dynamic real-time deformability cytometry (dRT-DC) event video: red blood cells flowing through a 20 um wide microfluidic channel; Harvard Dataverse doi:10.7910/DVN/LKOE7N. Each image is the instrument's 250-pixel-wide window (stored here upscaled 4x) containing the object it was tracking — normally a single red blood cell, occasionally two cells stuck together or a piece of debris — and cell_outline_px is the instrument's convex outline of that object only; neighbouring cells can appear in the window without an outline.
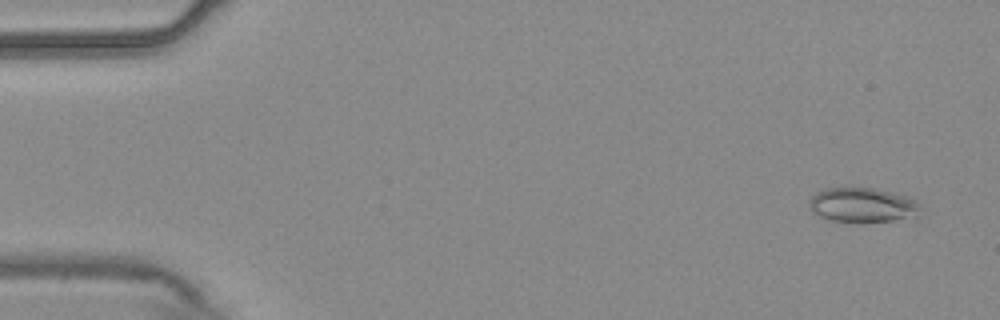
{"species": "common noctule bat (a hibernating species)", "species_latin": "Nyctalus noctula", "temperature_condition": "warm", "stored_images_in_passage": 55, "camera_frame_rate_fps": 3000, "um_per_image_px": 0.085, "animal": {"sex": "male", "body_mass_g": 20.4}, "frame": {"image": 1, "passage_image": 3, "time_ms": 0.667, "image_size_px": [1000, 320], "cell_outline_px": [[920, 208], [916, 216], [892, 220], [828, 220], [812, 212], [808, 208], [808, 204], [812, 196], [816, 192], [828, 188], [872, 188], [892, 192], [916, 200], [920, 204]], "centroid_in_image_um": [73.28, 17.4], "position_along_channel_um": 11.7, "area_um2": 21.79}}
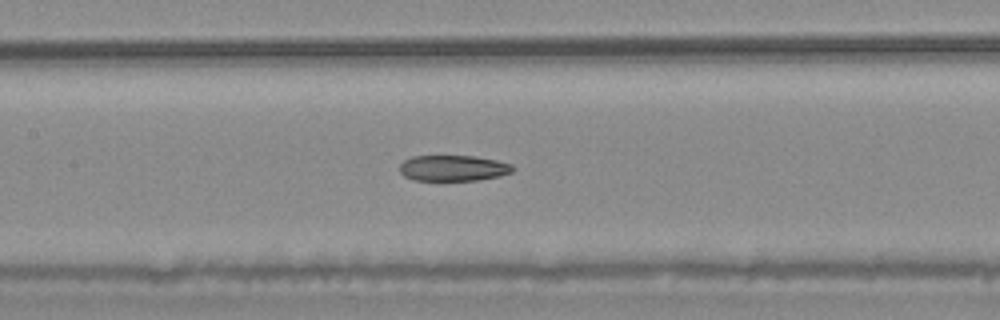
{"frame": {"image": 2, "passage_image": 26, "time_ms": 8.333, "image_size_px": [1000, 320], "cell_outline_px": [[516, 168], [512, 172], [500, 176], [480, 180], [412, 180], [404, 176], [400, 172], [400, 164], [404, 160], [412, 156], [476, 156], [496, 160], [512, 164]], "centroid_in_image_um": [38.54, 14.29], "position_along_channel_um": 168.9, "area_um2": 17.17}}
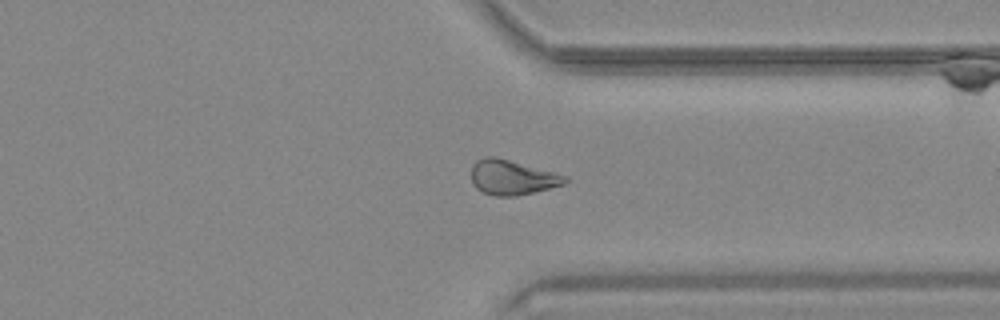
{"frame": {"image": 3, "passage_image": 42, "time_ms": 13.667, "image_size_px": [1000, 320], "cell_outline_px": [[568, 180], [564, 184], [516, 196], [496, 196], [484, 192], [476, 188], [472, 184], [472, 164], [476, 160], [484, 156], [496, 156], [556, 172], [564, 176]], "centroid_in_image_um": [43.49, 15.05], "position_along_channel_um": 367.9, "area_um2": 19.02}, "authors_computed_cell_mechanics": {"area_um2": 19.5364, "velocity_mm_per_s": 3.739, "shape_relaxation_time_tau1_ms": null, "shape_relaxation_time_tau2_ms": 7.159, "deformation_change_tau1": null, "deformation_change_tau2": 0.164}}